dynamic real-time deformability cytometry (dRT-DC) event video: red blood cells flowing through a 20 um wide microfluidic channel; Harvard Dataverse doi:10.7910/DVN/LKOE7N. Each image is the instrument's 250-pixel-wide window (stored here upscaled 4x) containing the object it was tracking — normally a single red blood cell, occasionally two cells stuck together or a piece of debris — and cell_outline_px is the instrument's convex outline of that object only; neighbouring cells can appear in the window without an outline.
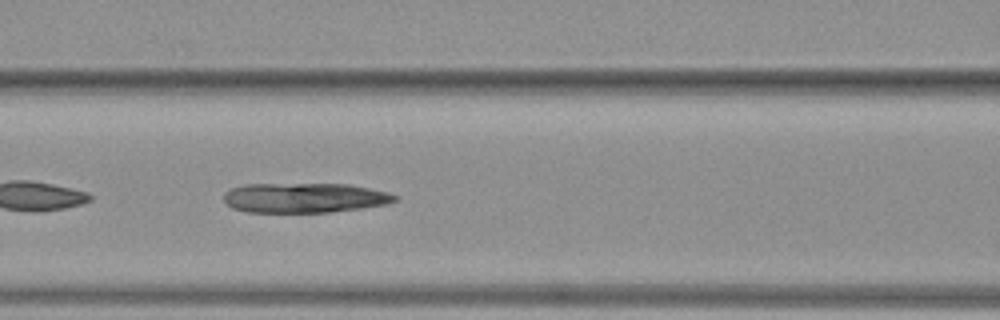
{"species": "common noctule bat (a hibernating species)", "species_latin": "Nyctalus noctula", "temperature_condition": "warm", "stored_images_in_passage": 35, "camera_frame_rate_fps": 3000, "um_per_image_px": 0.085, "animal": {"sex": "female", "body_mass_g": 19.3, "forearm_length_mm": 54.1}, "frame": {"image": 1, "passage_image": 12, "time_ms": 3.667, "image_size_px": [1000, 320], "cell_outline_px": [[400, 200], [388, 204], [360, 208], [328, 212], [248, 212], [232, 208], [224, 200], [224, 192], [232, 188], [244, 184], [348, 184], [388, 192], [400, 196]], "centroid_in_image_um": [25.92, 16.81], "position_along_channel_um": 140.7, "area_um2": 29.82}}
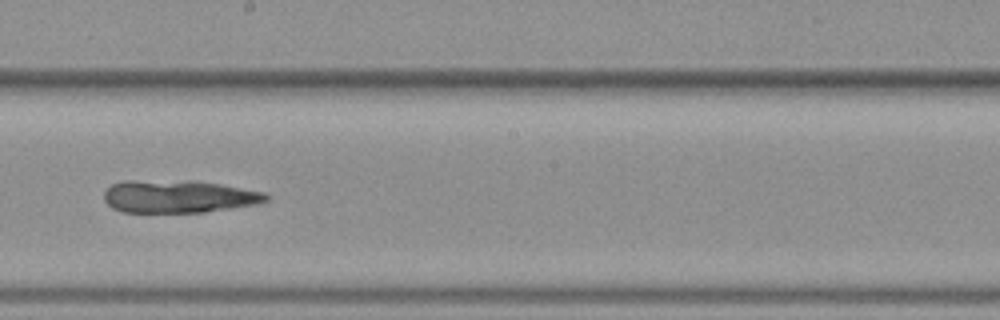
{"frame": {"image": 2, "passage_image": 19, "time_ms": 6.0, "image_size_px": [1000, 320], "cell_outline_px": [[268, 200], [256, 204], [204, 212], [120, 212], [112, 208], [104, 200], [104, 192], [112, 184], [124, 180], [192, 180], [220, 184], [264, 192], [268, 196]], "centroid_in_image_um": [15.13, 16.69], "position_along_channel_um": 233.1, "area_um2": 30.98}}
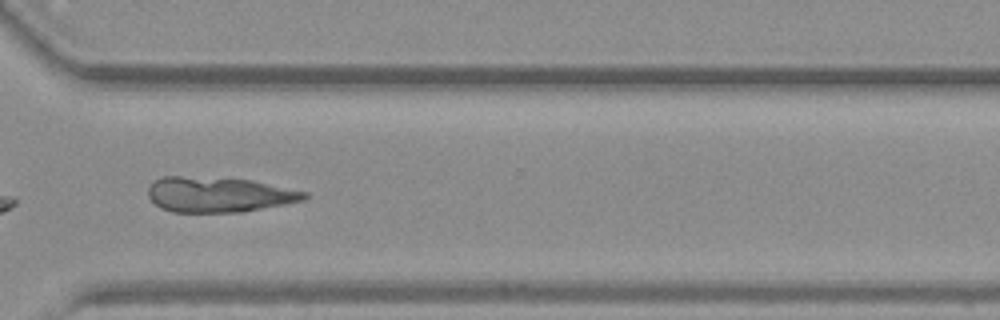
{"frame": {"image": 3, "passage_image": 28, "time_ms": 9.0, "image_size_px": [1000, 320], "cell_outline_px": [[308, 196], [304, 200], [284, 204], [240, 212], [172, 212], [160, 208], [148, 196], [148, 188], [156, 180], [164, 176], [180, 176], [252, 180], [308, 192]], "centroid_in_image_um": [18.59, 16.54], "position_along_channel_um": 352.0, "area_um2": 31.79}}